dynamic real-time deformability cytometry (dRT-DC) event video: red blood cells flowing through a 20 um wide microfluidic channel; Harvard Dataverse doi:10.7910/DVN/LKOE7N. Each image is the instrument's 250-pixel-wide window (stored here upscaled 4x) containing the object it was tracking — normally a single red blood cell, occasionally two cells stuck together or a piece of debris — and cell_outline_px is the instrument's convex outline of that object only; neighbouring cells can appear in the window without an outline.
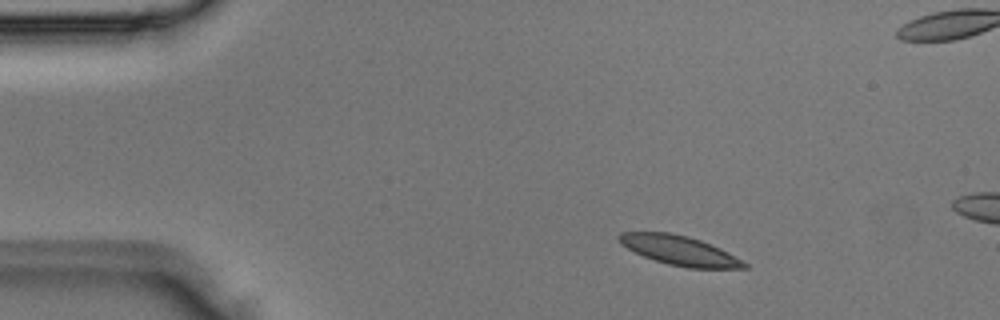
{"species": "Egyptian fruit bat (a non-hibernating species)", "species_latin": "Rousettus aegyptiacus", "temperature_condition": "room temperature", "stored_images_in_passage": 3, "camera_frame_rate_fps": 3000, "um_per_image_px": 0.085, "animal": {"sex": "male"}, "frame": {"image": 1, "passage_image": 1, "time_ms": 0.0, "image_size_px": [1000, 320], "cell_outline_px": [[748, 268], [688, 268], [668, 264], [644, 256], [620, 244], [616, 236], [620, 232], [672, 232], [688, 236], [700, 240], [720, 248], [728, 252], [748, 264]], "centroid_in_image_um": [57.74, 21.27], "position_along_channel_um": 27.3, "area_um2": 21.39}}